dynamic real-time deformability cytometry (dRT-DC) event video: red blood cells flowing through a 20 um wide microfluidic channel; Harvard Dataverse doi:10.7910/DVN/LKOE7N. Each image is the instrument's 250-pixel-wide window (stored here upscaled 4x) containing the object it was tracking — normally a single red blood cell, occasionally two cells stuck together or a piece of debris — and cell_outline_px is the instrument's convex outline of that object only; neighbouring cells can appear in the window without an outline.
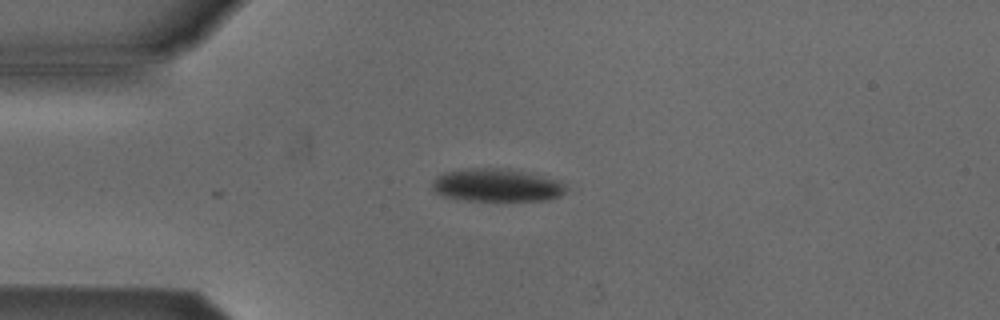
{"species": "Egyptian fruit bat (a non-hibernating species)", "species_latin": "Rousettus aegyptiacus", "temperature_condition": "cold", "stored_images_in_passage": 10, "camera_frame_rate_fps": 3000, "um_per_image_px": 0.085, "animal": {"sex": "male"}, "frame": {"image": 1, "passage_image": 1, "time_ms": 0.0, "image_size_px": [1000, 320], "cell_outline_px": [[568, 188], [560, 196], [548, 200], [456, 200], [444, 196], [436, 192], [432, 188], [432, 180], [436, 176], [444, 172], [468, 168], [496, 168], [556, 180], [564, 184]], "centroid_in_image_um": [42.13, 15.76], "position_along_channel_um": 42.9, "area_um2": 25.09}}
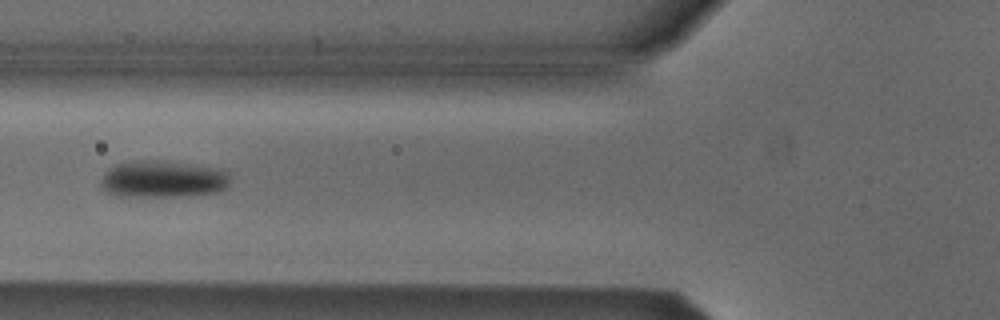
{"frame": {"image": 2, "passage_image": 8, "time_ms": 2.333, "image_size_px": [1000, 320], "cell_outline_px": [[228, 184], [220, 192], [180, 196], [116, 196], [108, 192], [100, 184], [104, 172], [108, 168], [116, 164], [132, 160], [164, 160], [220, 168], [228, 172]], "centroid_in_image_um": [13.83, 15.21], "position_along_channel_um": 112.0, "area_um2": 28.09}}